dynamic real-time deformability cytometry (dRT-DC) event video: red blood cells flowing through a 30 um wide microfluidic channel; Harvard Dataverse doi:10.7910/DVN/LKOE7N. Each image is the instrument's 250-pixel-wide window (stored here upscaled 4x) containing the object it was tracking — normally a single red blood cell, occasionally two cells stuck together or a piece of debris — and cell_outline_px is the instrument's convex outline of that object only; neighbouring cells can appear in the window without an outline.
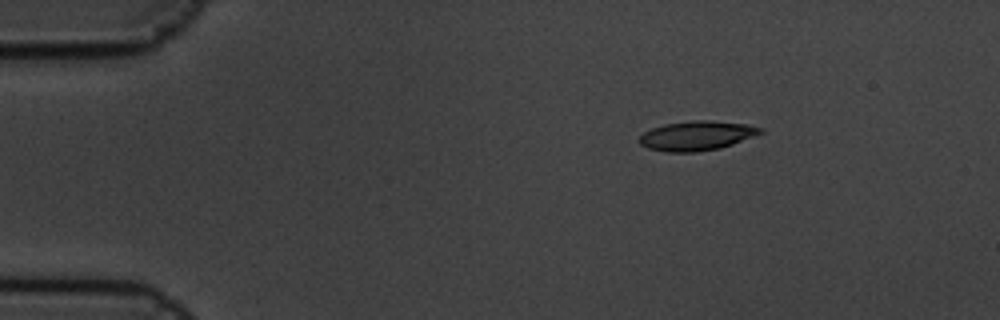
{"species": "common noctule bat (a hibernating species)", "species_latin": "Nyctalus noctula", "temperature_condition": "cold", "stored_images_in_passage": 6, "camera_frame_rate_fps": 3000, "um_per_image_px": 0.085, "animal": {"sex": "male", "body_mass_g": 19.5, "forearm_length_mm": 54.6}, "frame": {"image": 1, "passage_image": 1, "time_ms": 0.0, "image_size_px": [1000, 320], "cell_outline_px": [[764, 132], [732, 144], [720, 148], [696, 152], [664, 152], [648, 148], [640, 144], [640, 136], [644, 132], [652, 128], [664, 124], [692, 120], [708, 120], [748, 124], [764, 128]], "centroid_in_image_um": [59.23, 11.53], "position_along_channel_um": 25.8, "area_um2": 20.81}}
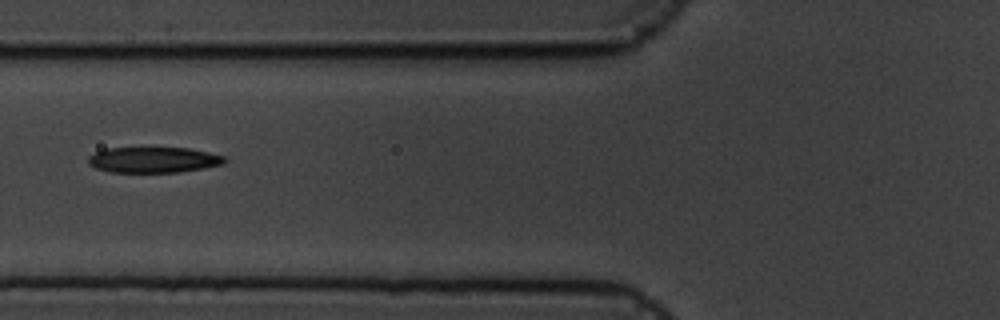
{"frame": {"image": 2, "passage_image": 5, "time_ms": 1.333, "image_size_px": [1000, 320], "cell_outline_px": [[228, 160], [224, 164], [204, 168], [180, 172], [108, 172], [96, 168], [88, 164], [88, 156], [96, 152], [108, 148], [188, 148], [208, 152], [224, 156]], "centroid_in_image_um": [13.06, 13.59], "position_along_channel_um": 112.7, "area_um2": 20.46}}
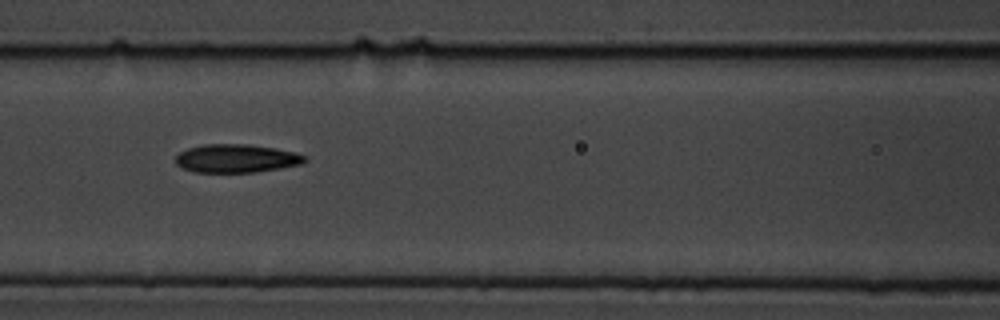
{"frame": {"image": 3, "passage_image": 6, "time_ms": 1.667, "image_size_px": [1000, 320], "cell_outline_px": [[308, 160], [304, 164], [256, 172], [196, 172], [180, 168], [176, 164], [176, 156], [180, 152], [188, 148], [204, 144], [248, 144], [276, 148], [296, 152], [308, 156]], "centroid_in_image_um": [20.14, 13.46], "position_along_channel_um": 146.5, "area_um2": 21.62}}